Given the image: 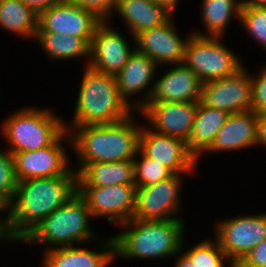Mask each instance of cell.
Wrapping results in <instances>:
<instances>
[{
  "label": "cell",
  "instance_id": "40",
  "mask_svg": "<svg viewBox=\"0 0 266 267\" xmlns=\"http://www.w3.org/2000/svg\"><path fill=\"white\" fill-rule=\"evenodd\" d=\"M243 6L266 7V0H242Z\"/></svg>",
  "mask_w": 266,
  "mask_h": 267
},
{
  "label": "cell",
  "instance_id": "21",
  "mask_svg": "<svg viewBox=\"0 0 266 267\" xmlns=\"http://www.w3.org/2000/svg\"><path fill=\"white\" fill-rule=\"evenodd\" d=\"M100 242H103L100 251L79 246L49 249L43 254L41 267H109L115 260V240L111 236Z\"/></svg>",
  "mask_w": 266,
  "mask_h": 267
},
{
  "label": "cell",
  "instance_id": "7",
  "mask_svg": "<svg viewBox=\"0 0 266 267\" xmlns=\"http://www.w3.org/2000/svg\"><path fill=\"white\" fill-rule=\"evenodd\" d=\"M222 38L193 33L188 37L183 63L203 83L233 75L244 66L238 54L226 47Z\"/></svg>",
  "mask_w": 266,
  "mask_h": 267
},
{
  "label": "cell",
  "instance_id": "34",
  "mask_svg": "<svg viewBox=\"0 0 266 267\" xmlns=\"http://www.w3.org/2000/svg\"><path fill=\"white\" fill-rule=\"evenodd\" d=\"M235 267H266V238L254 247Z\"/></svg>",
  "mask_w": 266,
  "mask_h": 267
},
{
  "label": "cell",
  "instance_id": "12",
  "mask_svg": "<svg viewBox=\"0 0 266 267\" xmlns=\"http://www.w3.org/2000/svg\"><path fill=\"white\" fill-rule=\"evenodd\" d=\"M244 66L235 74L203 83L200 102L229 114L251 110L252 75Z\"/></svg>",
  "mask_w": 266,
  "mask_h": 267
},
{
  "label": "cell",
  "instance_id": "5",
  "mask_svg": "<svg viewBox=\"0 0 266 267\" xmlns=\"http://www.w3.org/2000/svg\"><path fill=\"white\" fill-rule=\"evenodd\" d=\"M91 218L85 200L76 192L65 204L34 227L20 242H29L36 246L43 245L46 251L57 247L83 245L85 242L96 239L95 232L89 225Z\"/></svg>",
  "mask_w": 266,
  "mask_h": 267
},
{
  "label": "cell",
  "instance_id": "30",
  "mask_svg": "<svg viewBox=\"0 0 266 267\" xmlns=\"http://www.w3.org/2000/svg\"><path fill=\"white\" fill-rule=\"evenodd\" d=\"M239 23L266 51V7L242 6Z\"/></svg>",
  "mask_w": 266,
  "mask_h": 267
},
{
  "label": "cell",
  "instance_id": "29",
  "mask_svg": "<svg viewBox=\"0 0 266 267\" xmlns=\"http://www.w3.org/2000/svg\"><path fill=\"white\" fill-rule=\"evenodd\" d=\"M133 160L136 188L155 184L173 175L168 168L145 156L140 150Z\"/></svg>",
  "mask_w": 266,
  "mask_h": 267
},
{
  "label": "cell",
  "instance_id": "24",
  "mask_svg": "<svg viewBox=\"0 0 266 267\" xmlns=\"http://www.w3.org/2000/svg\"><path fill=\"white\" fill-rule=\"evenodd\" d=\"M228 112L207 107L198 101L191 136L186 143L189 152L197 159L210 147L220 128L225 124Z\"/></svg>",
  "mask_w": 266,
  "mask_h": 267
},
{
  "label": "cell",
  "instance_id": "25",
  "mask_svg": "<svg viewBox=\"0 0 266 267\" xmlns=\"http://www.w3.org/2000/svg\"><path fill=\"white\" fill-rule=\"evenodd\" d=\"M242 0H202L201 18L206 31L192 32L199 36L223 37L227 27L234 17L240 20Z\"/></svg>",
  "mask_w": 266,
  "mask_h": 267
},
{
  "label": "cell",
  "instance_id": "33",
  "mask_svg": "<svg viewBox=\"0 0 266 267\" xmlns=\"http://www.w3.org/2000/svg\"><path fill=\"white\" fill-rule=\"evenodd\" d=\"M81 8L93 12L102 21H110L117 0H71Z\"/></svg>",
  "mask_w": 266,
  "mask_h": 267
},
{
  "label": "cell",
  "instance_id": "32",
  "mask_svg": "<svg viewBox=\"0 0 266 267\" xmlns=\"http://www.w3.org/2000/svg\"><path fill=\"white\" fill-rule=\"evenodd\" d=\"M252 106L256 114L266 113V66L258 74H252Z\"/></svg>",
  "mask_w": 266,
  "mask_h": 267
},
{
  "label": "cell",
  "instance_id": "15",
  "mask_svg": "<svg viewBox=\"0 0 266 267\" xmlns=\"http://www.w3.org/2000/svg\"><path fill=\"white\" fill-rule=\"evenodd\" d=\"M198 101L191 102H157L147 103L140 111V116L145 117L147 126L159 133L169 135L188 142Z\"/></svg>",
  "mask_w": 266,
  "mask_h": 267
},
{
  "label": "cell",
  "instance_id": "4",
  "mask_svg": "<svg viewBox=\"0 0 266 267\" xmlns=\"http://www.w3.org/2000/svg\"><path fill=\"white\" fill-rule=\"evenodd\" d=\"M80 82L75 111L65 130L78 126L114 124L135 111L120 97L116 77L85 66Z\"/></svg>",
  "mask_w": 266,
  "mask_h": 267
},
{
  "label": "cell",
  "instance_id": "2",
  "mask_svg": "<svg viewBox=\"0 0 266 267\" xmlns=\"http://www.w3.org/2000/svg\"><path fill=\"white\" fill-rule=\"evenodd\" d=\"M133 113L114 124H99L69 128L77 163L133 160L139 151L142 130Z\"/></svg>",
  "mask_w": 266,
  "mask_h": 267
},
{
  "label": "cell",
  "instance_id": "13",
  "mask_svg": "<svg viewBox=\"0 0 266 267\" xmlns=\"http://www.w3.org/2000/svg\"><path fill=\"white\" fill-rule=\"evenodd\" d=\"M102 22L93 12L71 0L53 4L38 14L37 33H59L79 38H92Z\"/></svg>",
  "mask_w": 266,
  "mask_h": 267
},
{
  "label": "cell",
  "instance_id": "35",
  "mask_svg": "<svg viewBox=\"0 0 266 267\" xmlns=\"http://www.w3.org/2000/svg\"><path fill=\"white\" fill-rule=\"evenodd\" d=\"M21 1L38 15L40 12L46 10L53 4L63 2L64 0H21Z\"/></svg>",
  "mask_w": 266,
  "mask_h": 267
},
{
  "label": "cell",
  "instance_id": "36",
  "mask_svg": "<svg viewBox=\"0 0 266 267\" xmlns=\"http://www.w3.org/2000/svg\"><path fill=\"white\" fill-rule=\"evenodd\" d=\"M184 241L182 244V249L177 253V260L173 267H198L194 261L185 253L183 252Z\"/></svg>",
  "mask_w": 266,
  "mask_h": 267
},
{
  "label": "cell",
  "instance_id": "8",
  "mask_svg": "<svg viewBox=\"0 0 266 267\" xmlns=\"http://www.w3.org/2000/svg\"><path fill=\"white\" fill-rule=\"evenodd\" d=\"M215 225V239L233 265L266 238V213L226 218Z\"/></svg>",
  "mask_w": 266,
  "mask_h": 267
},
{
  "label": "cell",
  "instance_id": "26",
  "mask_svg": "<svg viewBox=\"0 0 266 267\" xmlns=\"http://www.w3.org/2000/svg\"><path fill=\"white\" fill-rule=\"evenodd\" d=\"M36 41L48 59L70 60L85 57L88 66L90 60V44L92 38H79L76 36L62 35L59 33H37Z\"/></svg>",
  "mask_w": 266,
  "mask_h": 267
},
{
  "label": "cell",
  "instance_id": "20",
  "mask_svg": "<svg viewBox=\"0 0 266 267\" xmlns=\"http://www.w3.org/2000/svg\"><path fill=\"white\" fill-rule=\"evenodd\" d=\"M259 114L253 110L229 114L214 141L204 153L240 151L258 146Z\"/></svg>",
  "mask_w": 266,
  "mask_h": 267
},
{
  "label": "cell",
  "instance_id": "1",
  "mask_svg": "<svg viewBox=\"0 0 266 267\" xmlns=\"http://www.w3.org/2000/svg\"><path fill=\"white\" fill-rule=\"evenodd\" d=\"M77 192L76 171L49 178L18 181L11 203L5 208L9 232L20 242L34 227Z\"/></svg>",
  "mask_w": 266,
  "mask_h": 267
},
{
  "label": "cell",
  "instance_id": "23",
  "mask_svg": "<svg viewBox=\"0 0 266 267\" xmlns=\"http://www.w3.org/2000/svg\"><path fill=\"white\" fill-rule=\"evenodd\" d=\"M72 165L76 171L77 186H108L135 184L134 160L92 162ZM78 168V169H77Z\"/></svg>",
  "mask_w": 266,
  "mask_h": 267
},
{
  "label": "cell",
  "instance_id": "37",
  "mask_svg": "<svg viewBox=\"0 0 266 267\" xmlns=\"http://www.w3.org/2000/svg\"><path fill=\"white\" fill-rule=\"evenodd\" d=\"M266 146V113L259 115L258 146Z\"/></svg>",
  "mask_w": 266,
  "mask_h": 267
},
{
  "label": "cell",
  "instance_id": "9",
  "mask_svg": "<svg viewBox=\"0 0 266 267\" xmlns=\"http://www.w3.org/2000/svg\"><path fill=\"white\" fill-rule=\"evenodd\" d=\"M185 176L186 174H173L163 181L136 188L135 208L131 219H179L176 216L183 207L180 193Z\"/></svg>",
  "mask_w": 266,
  "mask_h": 267
},
{
  "label": "cell",
  "instance_id": "17",
  "mask_svg": "<svg viewBox=\"0 0 266 267\" xmlns=\"http://www.w3.org/2000/svg\"><path fill=\"white\" fill-rule=\"evenodd\" d=\"M158 67L151 58L135 49L126 64L115 76L120 97L135 112H139L148 103L153 92V81L157 70H159ZM141 92H144V96L141 95L143 97L142 100L139 97L137 100L134 99L136 102L129 101L131 100L130 97Z\"/></svg>",
  "mask_w": 266,
  "mask_h": 267
},
{
  "label": "cell",
  "instance_id": "11",
  "mask_svg": "<svg viewBox=\"0 0 266 267\" xmlns=\"http://www.w3.org/2000/svg\"><path fill=\"white\" fill-rule=\"evenodd\" d=\"M92 218L106 217L107 222L119 225L132 218L135 208V184L108 186H77Z\"/></svg>",
  "mask_w": 266,
  "mask_h": 267
},
{
  "label": "cell",
  "instance_id": "16",
  "mask_svg": "<svg viewBox=\"0 0 266 267\" xmlns=\"http://www.w3.org/2000/svg\"><path fill=\"white\" fill-rule=\"evenodd\" d=\"M110 24L109 21H102L96 27L90 44L88 66L116 76L135 50V44L134 48H130L123 34Z\"/></svg>",
  "mask_w": 266,
  "mask_h": 267
},
{
  "label": "cell",
  "instance_id": "38",
  "mask_svg": "<svg viewBox=\"0 0 266 267\" xmlns=\"http://www.w3.org/2000/svg\"><path fill=\"white\" fill-rule=\"evenodd\" d=\"M6 239V240H5ZM7 241V242H16V240L12 237L11 233L9 232V227L6 218H1L0 213V241Z\"/></svg>",
  "mask_w": 266,
  "mask_h": 267
},
{
  "label": "cell",
  "instance_id": "19",
  "mask_svg": "<svg viewBox=\"0 0 266 267\" xmlns=\"http://www.w3.org/2000/svg\"><path fill=\"white\" fill-rule=\"evenodd\" d=\"M155 82L148 103L200 101L203 82L184 63L172 64Z\"/></svg>",
  "mask_w": 266,
  "mask_h": 267
},
{
  "label": "cell",
  "instance_id": "3",
  "mask_svg": "<svg viewBox=\"0 0 266 267\" xmlns=\"http://www.w3.org/2000/svg\"><path fill=\"white\" fill-rule=\"evenodd\" d=\"M182 219H130L118 225L122 230L113 235L115 259H162L176 256L182 249L184 232Z\"/></svg>",
  "mask_w": 266,
  "mask_h": 267
},
{
  "label": "cell",
  "instance_id": "22",
  "mask_svg": "<svg viewBox=\"0 0 266 267\" xmlns=\"http://www.w3.org/2000/svg\"><path fill=\"white\" fill-rule=\"evenodd\" d=\"M113 11L126 23L133 40L138 34L163 25L173 15L154 0H117Z\"/></svg>",
  "mask_w": 266,
  "mask_h": 267
},
{
  "label": "cell",
  "instance_id": "27",
  "mask_svg": "<svg viewBox=\"0 0 266 267\" xmlns=\"http://www.w3.org/2000/svg\"><path fill=\"white\" fill-rule=\"evenodd\" d=\"M38 15L21 0H0V27L20 37L37 35Z\"/></svg>",
  "mask_w": 266,
  "mask_h": 267
},
{
  "label": "cell",
  "instance_id": "31",
  "mask_svg": "<svg viewBox=\"0 0 266 267\" xmlns=\"http://www.w3.org/2000/svg\"><path fill=\"white\" fill-rule=\"evenodd\" d=\"M17 183L13 155L8 150H0V209L3 212L13 200Z\"/></svg>",
  "mask_w": 266,
  "mask_h": 267
},
{
  "label": "cell",
  "instance_id": "6",
  "mask_svg": "<svg viewBox=\"0 0 266 267\" xmlns=\"http://www.w3.org/2000/svg\"><path fill=\"white\" fill-rule=\"evenodd\" d=\"M25 107L4 120L1 128L10 153L33 151L50 146L64 131L63 118L52 110Z\"/></svg>",
  "mask_w": 266,
  "mask_h": 267
},
{
  "label": "cell",
  "instance_id": "14",
  "mask_svg": "<svg viewBox=\"0 0 266 267\" xmlns=\"http://www.w3.org/2000/svg\"><path fill=\"white\" fill-rule=\"evenodd\" d=\"M139 150L173 174L189 175L198 166L197 159L189 152L183 140L154 131L147 125L142 126Z\"/></svg>",
  "mask_w": 266,
  "mask_h": 267
},
{
  "label": "cell",
  "instance_id": "28",
  "mask_svg": "<svg viewBox=\"0 0 266 267\" xmlns=\"http://www.w3.org/2000/svg\"><path fill=\"white\" fill-rule=\"evenodd\" d=\"M198 267H234L216 239H206L198 242L192 248L184 251Z\"/></svg>",
  "mask_w": 266,
  "mask_h": 267
},
{
  "label": "cell",
  "instance_id": "39",
  "mask_svg": "<svg viewBox=\"0 0 266 267\" xmlns=\"http://www.w3.org/2000/svg\"><path fill=\"white\" fill-rule=\"evenodd\" d=\"M157 4L164 6L173 15L175 14V8L179 4L180 0H154Z\"/></svg>",
  "mask_w": 266,
  "mask_h": 267
},
{
  "label": "cell",
  "instance_id": "10",
  "mask_svg": "<svg viewBox=\"0 0 266 267\" xmlns=\"http://www.w3.org/2000/svg\"><path fill=\"white\" fill-rule=\"evenodd\" d=\"M63 143L72 146L71 136L66 130L43 149L11 153L17 181L66 175L72 169V164Z\"/></svg>",
  "mask_w": 266,
  "mask_h": 267
},
{
  "label": "cell",
  "instance_id": "18",
  "mask_svg": "<svg viewBox=\"0 0 266 267\" xmlns=\"http://www.w3.org/2000/svg\"><path fill=\"white\" fill-rule=\"evenodd\" d=\"M173 15L163 24L146 30L135 37V49L151 58L159 67L183 63L187 39L175 29ZM174 25V26H173Z\"/></svg>",
  "mask_w": 266,
  "mask_h": 267
}]
</instances>
